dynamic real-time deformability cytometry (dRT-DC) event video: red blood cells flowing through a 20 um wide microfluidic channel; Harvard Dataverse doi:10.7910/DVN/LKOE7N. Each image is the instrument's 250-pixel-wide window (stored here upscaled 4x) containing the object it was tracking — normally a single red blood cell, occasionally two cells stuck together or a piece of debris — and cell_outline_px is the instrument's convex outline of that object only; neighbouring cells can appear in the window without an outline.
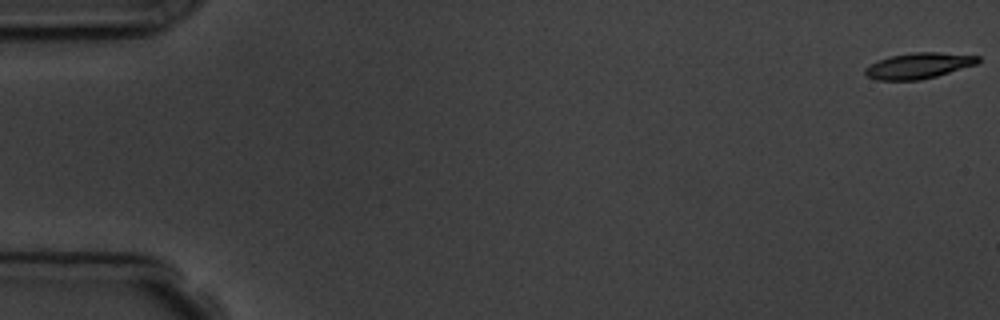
{"species": "common noctule bat (a hibernating species)", "species_latin": "Nyctalus noctula", "temperature_condition": "room temperature", "stored_images_in_passage": 8, "camera_frame_rate_fps": 3000, "um_per_image_px": 0.085, "animal": {"sex": "male", "body_mass_g": 19.5, "forearm_length_mm": 54.6}, "frame": {"image": 1, "passage_image": 1, "time_ms": 0.0, "image_size_px": [1000, 320], "cell_outline_px": [[980, 60], [976, 64], [936, 76], [920, 80], [876, 80], [868, 76], [864, 72], [864, 68], [880, 60], [892, 56], [912, 52], [940, 52], [980, 56]], "centroid_in_image_um": [78.09, 5.58], "position_along_channel_um": 6.9, "area_um2": 16.76}}
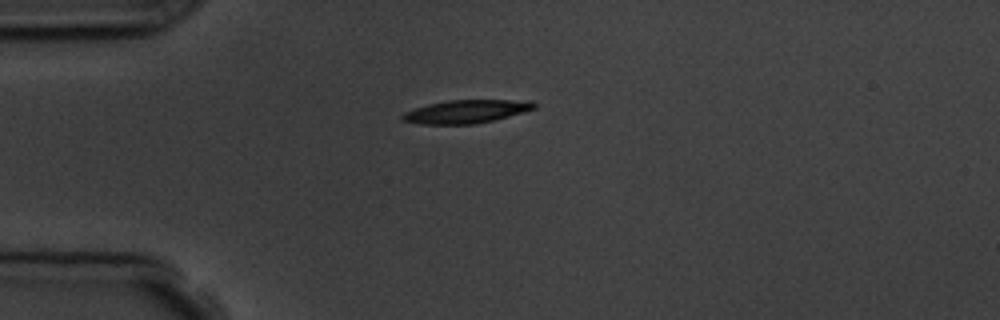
{"frame": {"image": 2, "passage_image": 5, "time_ms": 4.667, "image_size_px": [1000, 320], "cell_outline_px": [[536, 108], [524, 112], [476, 124], [420, 124], [400, 120], [400, 116], [404, 112], [428, 104], [448, 100], [532, 100], [536, 104]], "centroid_in_image_um": [39.62, 9.48], "position_along_channel_um": 45.4, "area_um2": 17.86}}